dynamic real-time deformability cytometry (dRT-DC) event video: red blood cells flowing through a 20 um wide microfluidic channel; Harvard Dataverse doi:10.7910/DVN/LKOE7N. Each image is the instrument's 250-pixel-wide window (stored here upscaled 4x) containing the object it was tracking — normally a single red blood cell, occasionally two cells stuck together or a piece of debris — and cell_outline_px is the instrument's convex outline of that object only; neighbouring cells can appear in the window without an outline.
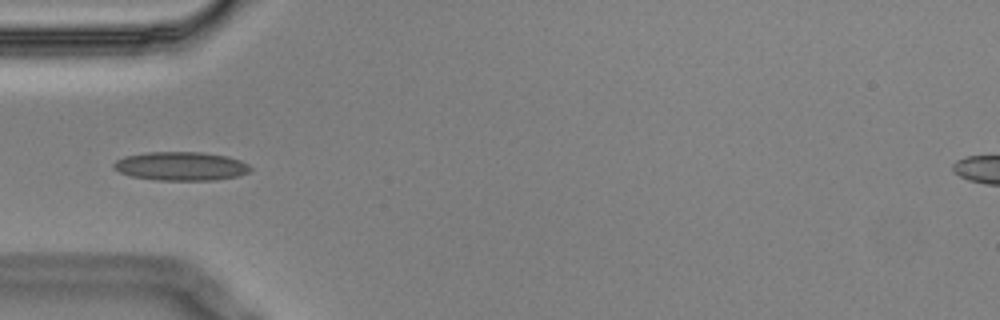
{"species": "Egyptian fruit bat (a non-hibernating species)", "species_latin": "Rousettus aegyptiacus", "temperature_condition": "cold", "stored_images_in_passage": 10, "camera_frame_rate_fps": 3000, "um_per_image_px": 0.085, "animal": {"sex": "male"}, "frame": {"image": 1, "passage_image": 4, "time_ms": 1.0, "image_size_px": [1000, 320], "cell_outline_px": [[252, 168], [248, 172], [236, 176], [216, 180], [156, 180], [132, 176], [120, 172], [112, 168], [112, 164], [116, 160], [124, 156], [148, 152], [204, 152], [228, 156], [240, 160], [248, 164]], "centroid_in_image_um": [15.37, 14.12], "position_along_channel_um": 69.6, "area_um2": 22.95}}
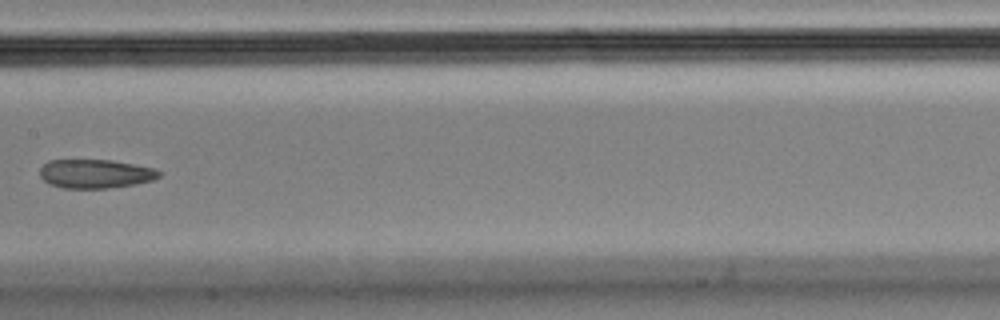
{"frame": {"image": 2, "passage_image": 7, "time_ms": 2.0, "image_size_px": [1000, 320], "cell_outline_px": [[160, 176], [152, 180], [136, 184], [108, 188], [64, 188], [48, 184], [40, 176], [40, 168], [48, 160], [112, 160], [152, 168], [160, 172]], "centroid_in_image_um": [8.07, 14.77], "position_along_channel_um": 199.3, "area_um2": 19.94}}
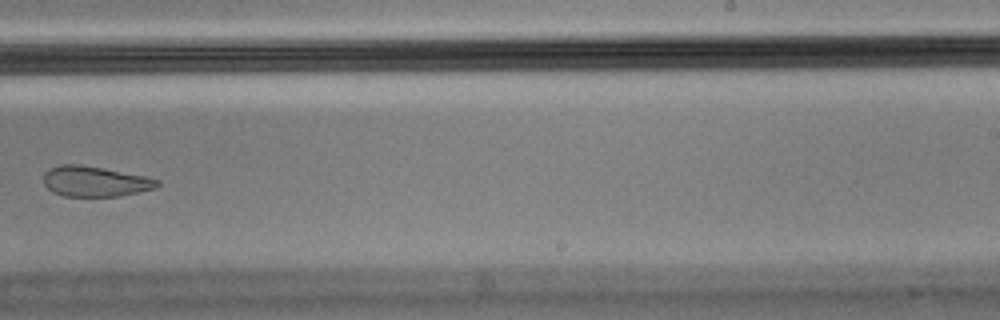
{"frame": {"image": 3, "passage_image": 9, "time_ms": 2.667, "image_size_px": [1000, 320], "cell_outline_px": [[160, 184], [156, 188], [120, 196], [64, 196], [52, 192], [44, 184], [44, 172], [48, 168], [60, 164], [80, 164], [144, 176], [160, 180]], "centroid_in_image_um": [8.05, 15.42], "position_along_channel_um": 281.0, "area_um2": 20.11}}